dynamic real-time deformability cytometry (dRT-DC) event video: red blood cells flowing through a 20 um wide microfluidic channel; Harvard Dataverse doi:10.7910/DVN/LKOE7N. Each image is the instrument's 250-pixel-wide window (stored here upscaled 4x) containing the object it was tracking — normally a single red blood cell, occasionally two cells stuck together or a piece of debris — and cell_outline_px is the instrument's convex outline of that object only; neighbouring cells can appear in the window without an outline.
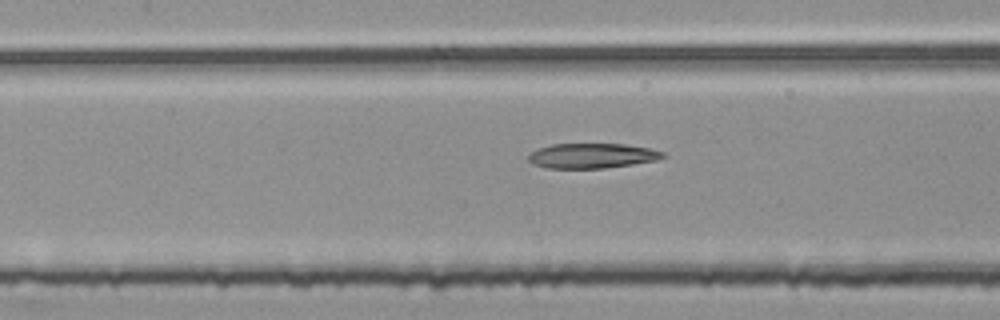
{"species": "common noctule bat (a hibernating species)", "species_latin": "Nyctalus noctula", "temperature_condition": "room temperature", "stored_images_in_passage": 48, "segment_of_instrument_passage": [2, 2], "camera_frame_rate_fps": 3000, "um_per_image_px": 0.085, "animal": {"sex": "female", "body_mass_g": 25.1}, "frame": {"image": 1, "passage_image": 24, "time_ms": 7.667, "image_size_px": [1000, 320], "cell_outline_px": [[668, 156], [656, 160], [632, 164], [604, 168], [548, 168], [532, 164], [528, 160], [528, 156], [536, 148], [552, 144], [628, 144], [648, 148], [664, 152]], "centroid_in_image_um": [50.32, 13.23], "position_along_channel_um": 157.1, "area_um2": 19.59}}
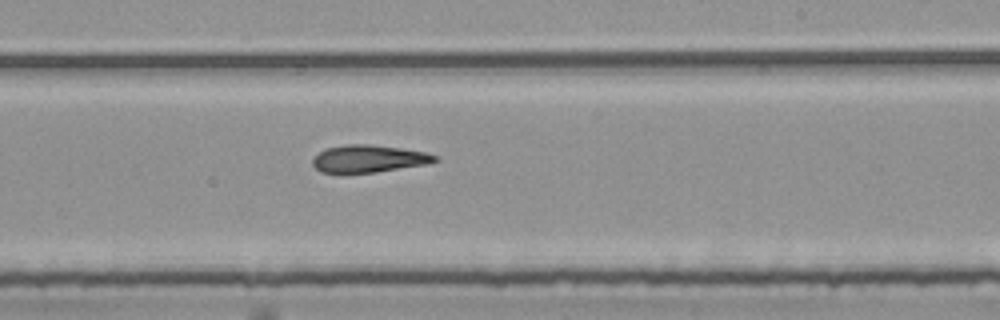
{"frame": {"image": 2, "passage_image": 32, "time_ms": 10.333, "image_size_px": [1000, 320], "cell_outline_px": [[440, 160], [428, 164], [376, 172], [320, 172], [312, 164], [312, 160], [320, 152], [328, 148], [344, 144], [368, 144], [400, 148], [424, 152], [436, 156]], "centroid_in_image_um": [31.36, 13.48], "position_along_channel_um": 257.6, "area_um2": 19.25}}
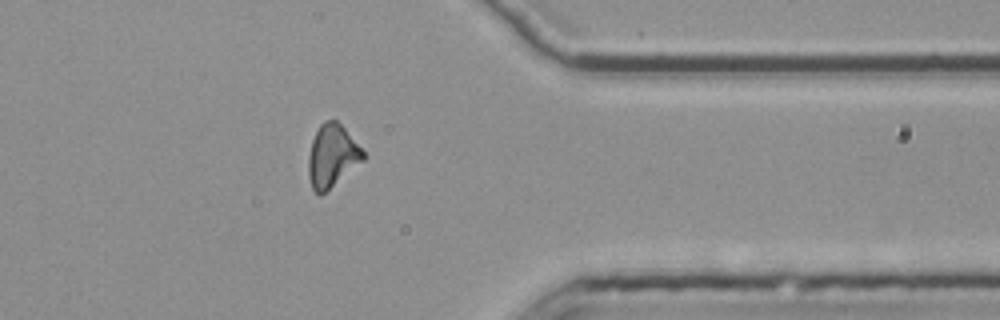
{"frame": {"image": 3, "passage_image": 43, "time_ms": 14.0, "image_size_px": [1000, 320], "cell_outline_px": [[364, 160], [320, 196], [312, 188], [308, 176], [308, 156], [312, 140], [320, 124], [324, 120], [336, 120], [344, 128], [364, 152]], "centroid_in_image_um": [28.2, 13.25], "position_along_channel_um": 383.2, "area_um2": 19.71}}